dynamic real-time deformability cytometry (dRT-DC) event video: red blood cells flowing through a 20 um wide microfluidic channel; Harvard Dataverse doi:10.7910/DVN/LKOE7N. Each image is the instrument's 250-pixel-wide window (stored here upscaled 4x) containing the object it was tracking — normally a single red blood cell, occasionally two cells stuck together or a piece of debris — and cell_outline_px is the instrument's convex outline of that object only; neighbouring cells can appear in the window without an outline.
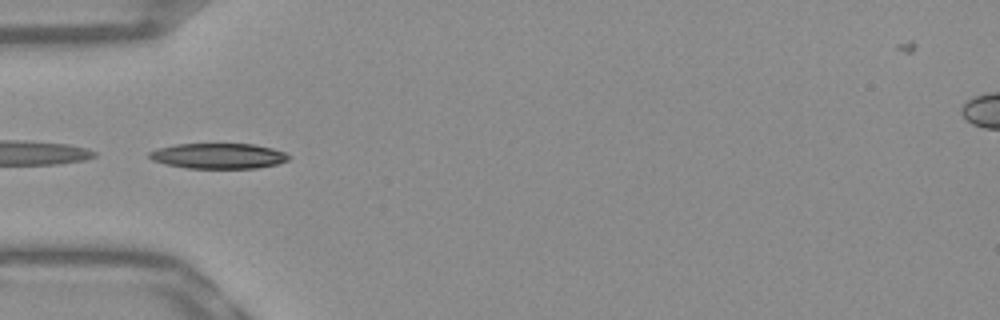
{"species": "Egyptian fruit bat (a non-hibernating species)", "species_latin": "Rousettus aegyptiacus", "temperature_condition": "warm", "stored_images_in_passage": 37, "camera_frame_rate_fps": 3000, "um_per_image_px": 0.085, "frame": {"image": 1, "passage_image": 1, "time_ms": 0.0, "image_size_px": [1000, 320], "cell_outline_px": [[292, 156], [288, 160], [276, 164], [256, 168], [188, 168], [164, 164], [152, 160], [148, 156], [148, 152], [156, 148], [176, 144], [252, 144], [272, 148], [284, 152]], "centroid_in_image_um": [18.53, 13.25], "position_along_channel_um": 66.5, "area_um2": 20.69}}
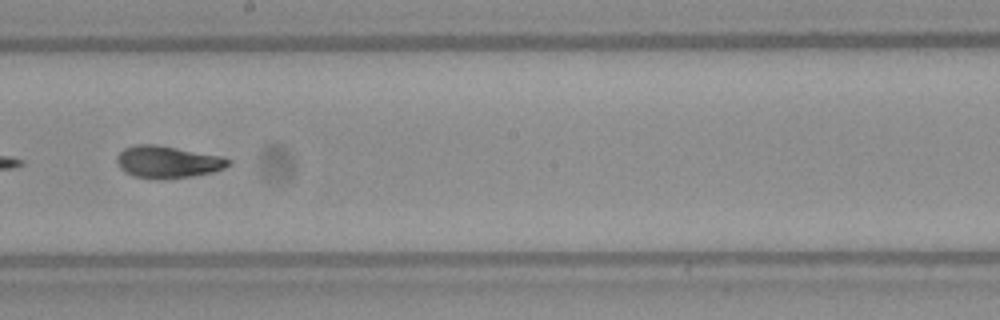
{"frame": {"image": 2, "passage_image": 14, "time_ms": 4.333, "image_size_px": [1000, 320], "cell_outline_px": [[232, 164], [224, 168], [212, 172], [192, 176], [132, 176], [124, 172], [120, 168], [116, 160], [116, 156], [124, 148], [136, 144], [156, 144], [224, 156], [232, 160]], "centroid_in_image_um": [14.29, 13.71], "position_along_channel_um": 233.9, "area_um2": 20.4}}
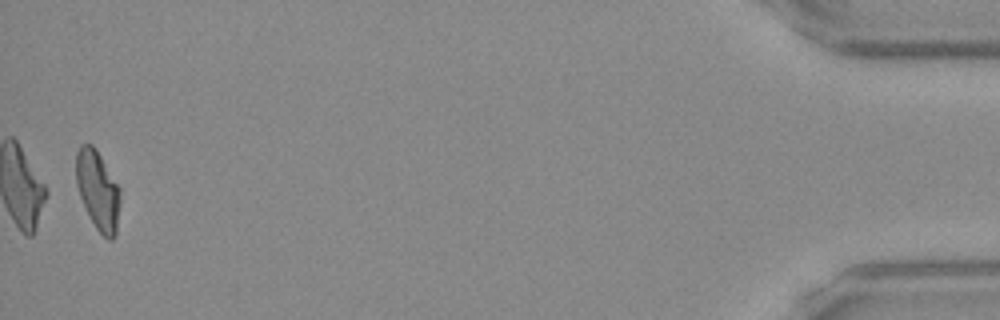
{"frame": {"image": 3, "passage_image": 36, "time_ms": 11.667, "image_size_px": [1000, 320], "cell_outline_px": [[120, 204], [116, 232], [112, 240], [108, 240], [96, 228], [80, 196], [76, 184], [76, 152], [80, 144], [92, 144], [96, 148], [120, 188]], "centroid_in_image_um": [8.32, 16.14], "position_along_channel_um": 426.9, "area_um2": 20.23}, "authors_computed_cell_mechanics": {"area_um2": 20.519, "velocity_mm_per_s": 3.8563, "shape_relaxation_time_tau1_ms": 5.9063, "shape_relaxation_time_tau2_ms": 2.1521, "deformation_change_tau1": 0.2197, "deformation_change_tau2": 0.0909}}